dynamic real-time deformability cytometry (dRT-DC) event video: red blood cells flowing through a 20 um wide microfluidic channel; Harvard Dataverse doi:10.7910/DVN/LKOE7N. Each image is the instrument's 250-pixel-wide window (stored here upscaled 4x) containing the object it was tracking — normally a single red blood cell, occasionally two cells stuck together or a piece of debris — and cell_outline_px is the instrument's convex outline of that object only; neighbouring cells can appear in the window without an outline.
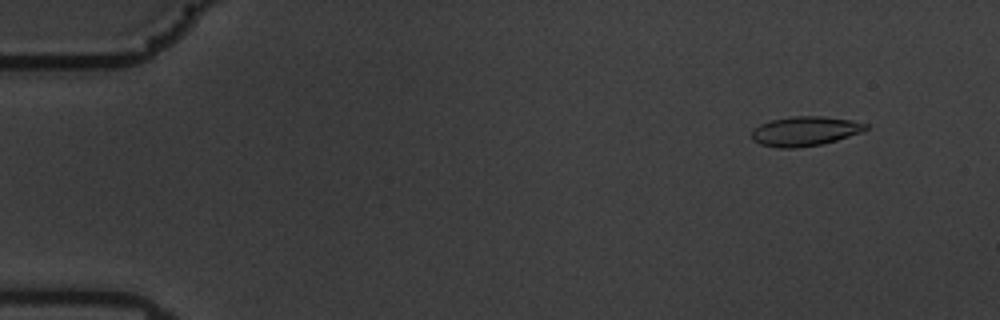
{"species": "common noctule bat (a hibernating species)", "species_latin": "Nyctalus noctula", "temperature_condition": "warm", "stored_images_in_passage": 59, "camera_frame_rate_fps": 3000, "um_per_image_px": 0.085, "animal": {"sex": "male", "body_mass_g": 19.5, "forearm_length_mm": 54.6}, "frame": {"image": 1, "passage_image": 6, "time_ms": 1.667, "image_size_px": [1000, 320], "cell_outline_px": [[868, 128], [860, 132], [836, 140], [820, 144], [796, 148], [776, 148], [760, 144], [752, 140], [752, 132], [760, 124], [772, 120], [796, 116], [824, 116], [852, 120], [868, 124]], "centroid_in_image_um": [68.41, 11.15], "position_along_channel_um": 16.6, "area_um2": 19.42}}
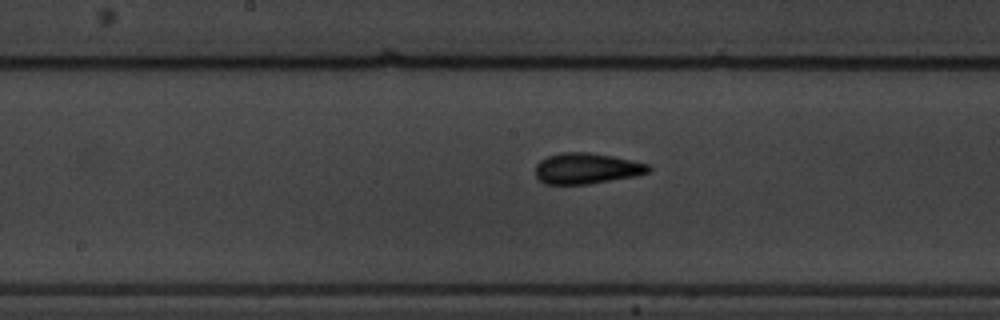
{"frame": {"image": 2, "passage_image": 31, "time_ms": 10.0, "image_size_px": [1000, 320], "cell_outline_px": [[652, 168], [648, 172], [636, 176], [588, 184], [544, 184], [536, 176], [536, 164], [540, 160], [548, 156], [560, 152], [588, 152], [612, 156], [632, 160], [648, 164]], "centroid_in_image_um": [49.85, 14.31], "position_along_channel_um": 198.3, "area_um2": 20.35}}
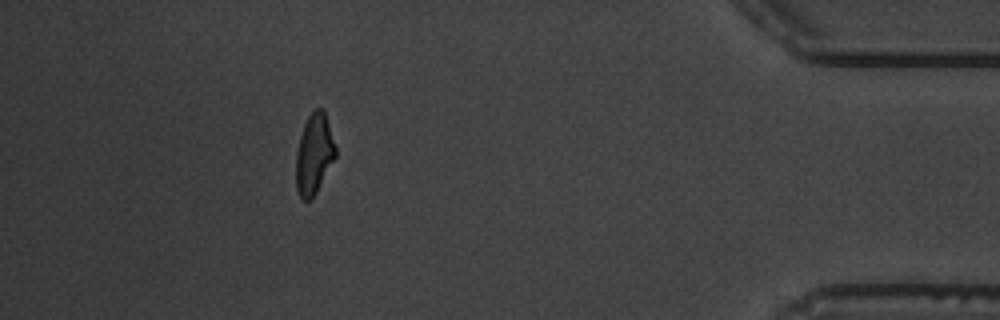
{"frame": {"image": 3, "passage_image": 53, "time_ms": 17.333, "image_size_px": [1000, 320], "cell_outline_px": [[336, 156], [316, 192], [308, 200], [300, 200], [296, 188], [296, 152], [300, 136], [304, 124], [312, 108], [324, 108], [336, 148]], "centroid_in_image_um": [26.69, 13.06], "position_along_channel_um": 408.5, "area_um2": 18.55}, "authors_computed_cell_mechanics": {"area_um2": 19.5364, "velocity_mm_per_s": 3.5242, "shape_relaxation_time_tau1_ms": 5.7566, "shape_relaxation_time_tau2_ms": 1.5028, "deformation_change_tau1": 0.1546, "deformation_change_tau2": 0.0849}}